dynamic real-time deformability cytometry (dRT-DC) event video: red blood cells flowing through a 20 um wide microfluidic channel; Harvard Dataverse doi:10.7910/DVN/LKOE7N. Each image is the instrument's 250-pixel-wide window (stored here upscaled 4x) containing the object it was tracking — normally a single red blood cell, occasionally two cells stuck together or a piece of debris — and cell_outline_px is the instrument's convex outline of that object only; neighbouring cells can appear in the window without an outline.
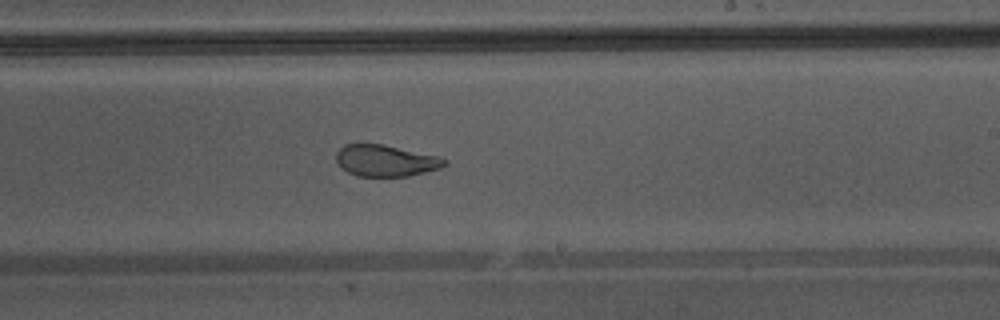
{"species": "Egyptian fruit bat (a non-hibernating species)", "species_latin": "Rousettus aegyptiacus", "temperature_condition": "warm", "stored_images_in_passage": 42, "camera_frame_rate_fps": 3000, "um_per_image_px": 0.085, "animal": {"sex": "male"}, "frame": {"image": 1, "passage_image": 24, "time_ms": 7.667, "image_size_px": [1000, 320], "cell_outline_px": [[448, 164], [440, 168], [408, 176], [356, 176], [348, 172], [336, 160], [336, 152], [344, 144], [384, 144], [440, 156], [448, 160]], "centroid_in_image_um": [32.82, 13.64], "position_along_channel_um": 256.2, "area_um2": 19.94}, "authors_computed_cell_mechanics": {"area_um2": 24.7095, "velocity_mm_per_s": 4.3737, "shape_relaxation_time_tau1_ms": null, "shape_relaxation_time_tau2_ms": 0.8375, "deformation_change_tau1": null, "deformation_change_tau2": 0.0749}}